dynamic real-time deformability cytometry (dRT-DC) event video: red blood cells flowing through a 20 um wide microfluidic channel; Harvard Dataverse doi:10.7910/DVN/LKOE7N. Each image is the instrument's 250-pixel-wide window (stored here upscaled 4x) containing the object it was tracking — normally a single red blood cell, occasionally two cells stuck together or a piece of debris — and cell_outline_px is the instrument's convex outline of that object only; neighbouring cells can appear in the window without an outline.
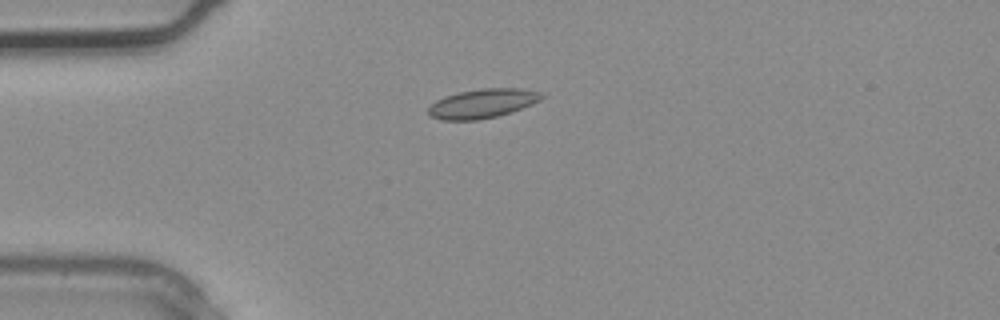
{"species": "common noctule bat (a hibernating species)", "species_latin": "Nyctalus noctula", "temperature_condition": "warm", "stored_images_in_passage": 1, "camera_frame_rate_fps": 3000, "um_per_image_px": 0.085, "animal": {"sex": "male", "body_mass_g": 20.4}, "frame": {"image": 1, "passage_image": 1, "time_ms": 0.0, "image_size_px": [1000, 320], "cell_outline_px": [[544, 96], [540, 100], [532, 104], [496, 116], [476, 120], [440, 120], [428, 116], [428, 108], [436, 100], [444, 96], [460, 92], [484, 88], [524, 88], [544, 92]], "centroid_in_image_um": [41.01, 8.79], "position_along_channel_um": 44.0, "area_um2": 19.25}}